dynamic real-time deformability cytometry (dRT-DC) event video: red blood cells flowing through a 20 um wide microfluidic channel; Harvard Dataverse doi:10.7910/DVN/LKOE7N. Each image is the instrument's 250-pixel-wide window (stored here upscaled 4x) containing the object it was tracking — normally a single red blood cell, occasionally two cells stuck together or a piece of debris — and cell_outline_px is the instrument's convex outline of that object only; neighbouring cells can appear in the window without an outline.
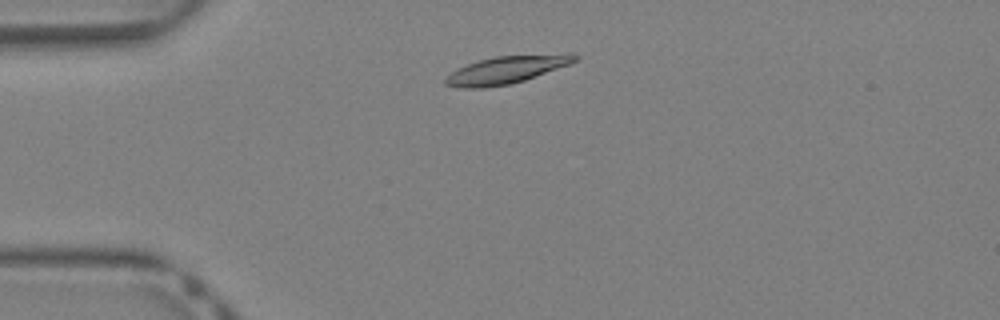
{"species": "Egyptian fruit bat (a non-hibernating species)", "species_latin": "Rousettus aegyptiacus", "temperature_condition": "warm", "stored_images_in_passage": 35, "camera_frame_rate_fps": 3000, "um_per_image_px": 0.085, "animal": {"sex": "female"}, "frame": {"image": 1, "passage_image": 4, "time_ms": 1.0, "image_size_px": [1000, 320], "cell_outline_px": [[580, 60], [524, 80], [508, 84], [480, 88], [460, 88], [444, 84], [444, 80], [452, 72], [468, 64], [480, 60], [496, 56], [572, 52], [580, 56]], "centroid_in_image_um": [43.14, 5.9], "position_along_channel_um": 41.9, "area_um2": 20.75}}
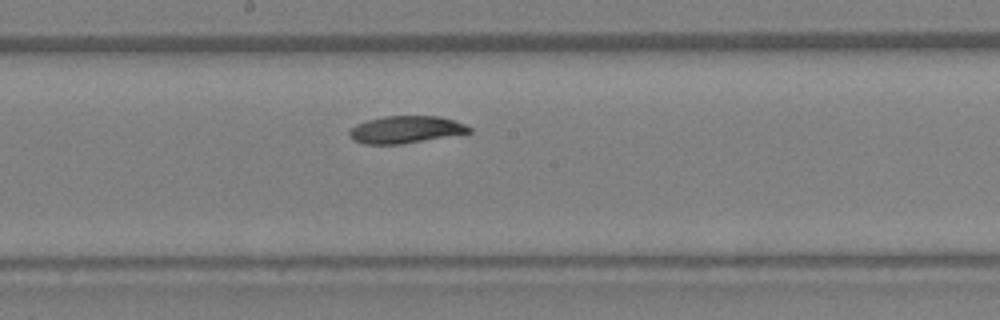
{"frame": {"image": 2, "passage_image": 16, "time_ms": 5.0, "image_size_px": [1000, 320], "cell_outline_px": [[472, 132], [400, 144], [364, 144], [352, 140], [348, 136], [348, 132], [356, 124], [368, 120], [384, 116], [440, 116], [464, 124], [472, 128]], "centroid_in_image_um": [34.45, 11.01], "position_along_channel_um": 213.8, "area_um2": 18.9}}
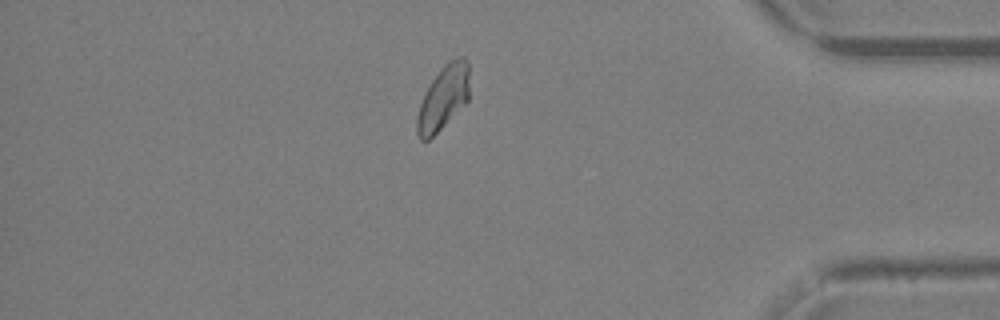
{"frame": {"image": 3, "passage_image": 29, "time_ms": 9.333, "image_size_px": [1000, 320], "cell_outline_px": [[468, 100], [428, 140], [420, 140], [416, 132], [416, 116], [420, 104], [432, 80], [444, 64], [460, 56], [464, 56], [468, 64]], "centroid_in_image_um": [37.66, 8.31], "position_along_channel_um": 397.5, "area_um2": 19.02}}